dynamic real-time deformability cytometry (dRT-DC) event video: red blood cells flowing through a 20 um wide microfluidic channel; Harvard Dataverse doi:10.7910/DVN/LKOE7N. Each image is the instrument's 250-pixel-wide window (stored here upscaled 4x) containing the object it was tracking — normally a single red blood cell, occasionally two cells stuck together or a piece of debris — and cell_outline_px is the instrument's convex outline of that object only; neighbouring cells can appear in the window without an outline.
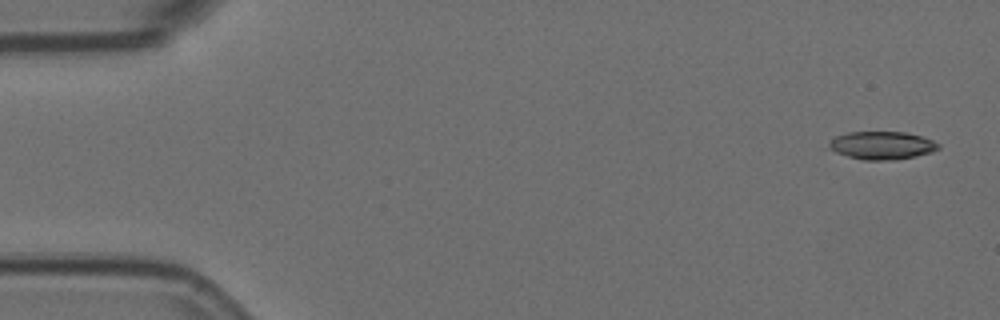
{"species": "Egyptian fruit bat (a non-hibernating species)", "species_latin": "Rousettus aegyptiacus", "temperature_condition": "room temperature", "stored_images_in_passage": 6, "camera_frame_rate_fps": 3000, "um_per_image_px": 0.085, "animal": {"sex": "female"}, "frame": {"image": 1, "passage_image": 1, "time_ms": 0.0, "image_size_px": [1000, 320], "cell_outline_px": [[940, 148], [932, 152], [916, 156], [896, 160], [864, 160], [848, 156], [836, 152], [828, 148], [828, 144], [836, 136], [848, 132], [904, 132], [924, 136], [940, 144]], "centroid_in_image_um": [75.0, 12.36], "position_along_channel_um": 10.0, "area_um2": 17.92}}
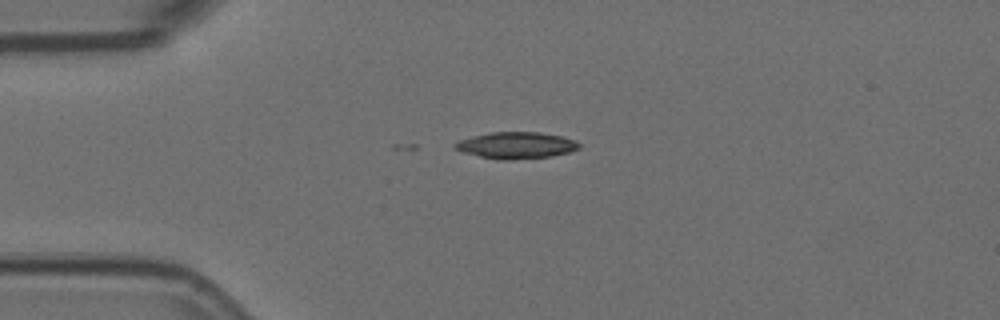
{"frame": {"image": 2, "passage_image": 4, "time_ms": 1.0, "image_size_px": [1000, 320], "cell_outline_px": [[580, 148], [568, 152], [552, 156], [512, 160], [500, 160], [480, 156], [464, 152], [456, 148], [452, 144], [460, 140], [472, 136], [492, 132], [540, 132], [560, 136], [576, 140], [580, 144]], "centroid_in_image_um": [43.9, 12.35], "position_along_channel_um": 41.1, "area_um2": 19.13}}
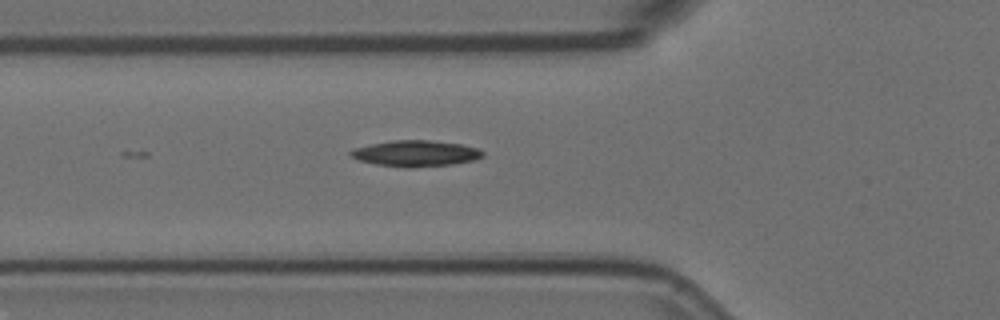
{"frame": {"image": 3, "passage_image": 6, "time_ms": 1.667, "image_size_px": [1000, 320], "cell_outline_px": [[484, 156], [472, 160], [452, 164], [412, 168], [408, 168], [376, 164], [360, 160], [348, 156], [348, 152], [352, 148], [392, 140], [428, 140], [460, 144], [476, 148], [484, 152]], "centroid_in_image_um": [35.28, 13.04], "position_along_channel_um": 90.5, "area_um2": 20.0}}